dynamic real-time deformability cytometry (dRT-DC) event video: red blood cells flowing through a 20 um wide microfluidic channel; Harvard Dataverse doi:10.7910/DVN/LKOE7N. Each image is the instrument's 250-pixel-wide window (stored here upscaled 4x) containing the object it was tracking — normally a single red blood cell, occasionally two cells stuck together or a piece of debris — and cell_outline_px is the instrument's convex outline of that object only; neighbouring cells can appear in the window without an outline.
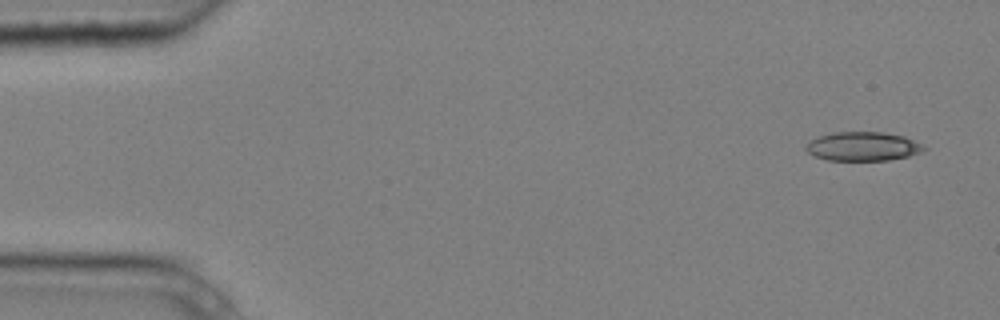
{"species": "common noctule bat (a hibernating species)", "species_latin": "Nyctalus noctula", "temperature_condition": "cold", "stored_images_in_passage": 7, "camera_frame_rate_fps": 3000, "um_per_image_px": 0.085, "animal": {"sex": "male", "body_mass_g": 20.4}, "frame": {"image": 1, "passage_image": 1, "time_ms": 0.0, "image_size_px": [1000, 320], "cell_outline_px": [[928, 148], [920, 152], [908, 156], [888, 160], [828, 160], [816, 156], [808, 152], [804, 148], [808, 140], [832, 132], [884, 132], [904, 136], [924, 144]], "centroid_in_image_um": [73.35, 12.43], "position_along_channel_um": 11.6, "area_um2": 20.0}}
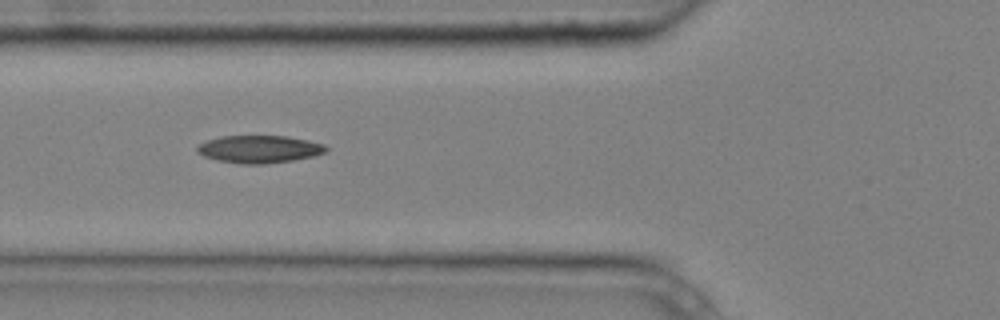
{"frame": {"image": 2, "passage_image": 6, "time_ms": 1.667, "image_size_px": [1000, 320], "cell_outline_px": [[328, 148], [324, 152], [312, 156], [292, 160], [264, 164], [240, 164], [220, 160], [204, 156], [196, 152], [196, 148], [200, 144], [208, 140], [220, 136], [288, 136], [308, 140], [324, 144]], "centroid_in_image_um": [22.03, 12.67], "position_along_channel_um": 103.8, "area_um2": 20.52}}
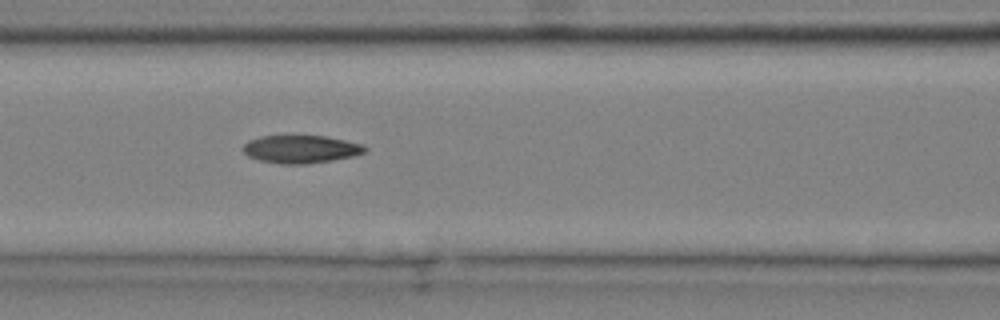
{"frame": {"image": 3, "passage_image": 7, "time_ms": 2.0, "image_size_px": [1000, 320], "cell_outline_px": [[368, 148], [364, 152], [356, 156], [332, 160], [304, 164], [280, 164], [260, 160], [248, 156], [240, 148], [248, 140], [260, 136], [324, 136], [344, 140], [360, 144]], "centroid_in_image_um": [25.54, 12.68], "position_along_channel_um": 141.1, "area_um2": 19.77}}